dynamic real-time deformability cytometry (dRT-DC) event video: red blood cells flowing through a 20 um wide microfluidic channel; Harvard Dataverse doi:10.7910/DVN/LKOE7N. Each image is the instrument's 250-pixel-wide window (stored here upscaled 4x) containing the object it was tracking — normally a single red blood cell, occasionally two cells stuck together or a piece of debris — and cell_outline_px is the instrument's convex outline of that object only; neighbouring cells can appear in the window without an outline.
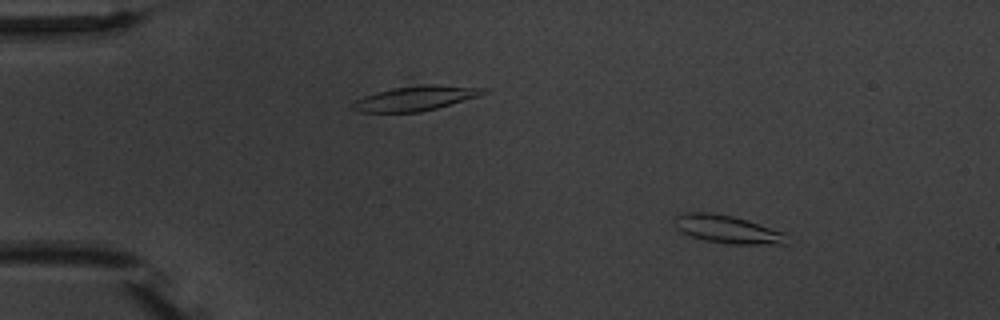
{"species": "common noctule bat (a hibernating species)", "species_latin": "Nyctalus noctula", "temperature_condition": "warm", "stored_images_in_passage": 9, "camera_frame_rate_fps": 3000, "um_per_image_px": 0.085, "animal": {"sex": "male", "body_mass_g": 20.1, "forearm_length_mm": 53.5}, "frame": {"image": 1, "passage_image": 1, "time_ms": 0.0, "image_size_px": [1000, 320], "cell_outline_px": [[788, 244], [732, 244], [704, 240], [680, 232], [676, 228], [676, 216], [684, 212], [712, 212], [732, 216], [748, 220], [784, 232]], "centroid_in_image_um": [61.83, 19.48], "position_along_channel_um": 23.2, "area_um2": 18.21}}
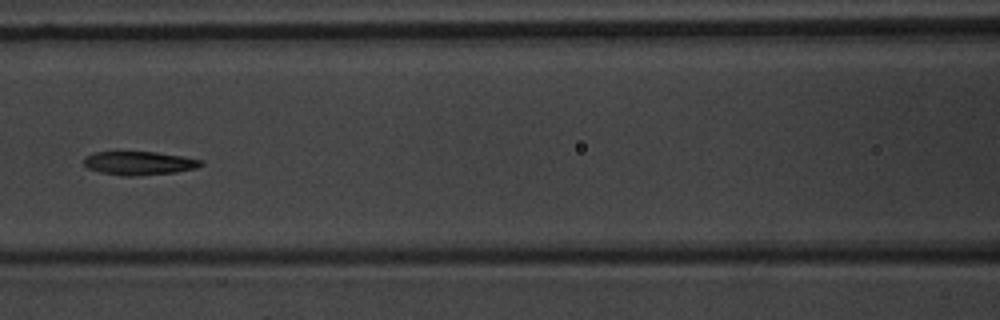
{"frame": {"image": 2, "passage_image": 6, "time_ms": 6.0, "image_size_px": [1000, 320], "cell_outline_px": [[204, 164], [196, 168], [176, 172], [132, 176], [124, 176], [100, 172], [88, 168], [84, 164], [84, 156], [92, 152], [156, 152], [184, 156], [204, 160]], "centroid_in_image_um": [11.84, 13.86], "position_along_channel_um": 154.8, "area_um2": 16.18}}
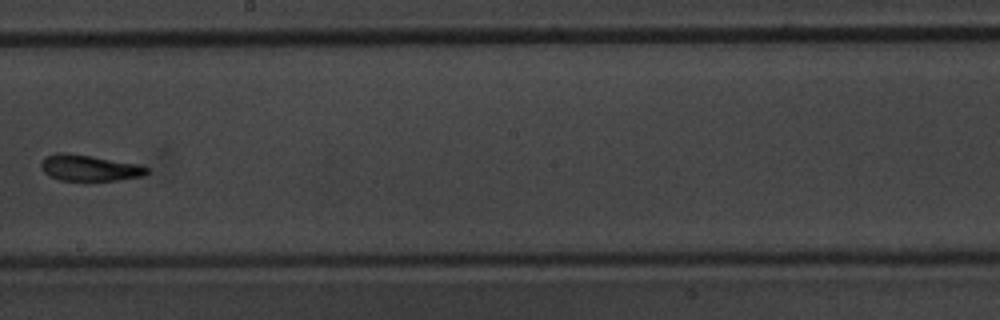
{"frame": {"image": 3, "passage_image": 8, "time_ms": 8.333, "image_size_px": [1000, 320], "cell_outline_px": [[148, 172], [144, 176], [116, 180], [60, 180], [48, 176], [40, 168], [40, 164], [44, 156], [56, 152], [64, 152], [92, 156], [140, 164], [148, 168]], "centroid_in_image_um": [7.56, 14.26], "position_along_channel_um": 240.6, "area_um2": 16.24}}